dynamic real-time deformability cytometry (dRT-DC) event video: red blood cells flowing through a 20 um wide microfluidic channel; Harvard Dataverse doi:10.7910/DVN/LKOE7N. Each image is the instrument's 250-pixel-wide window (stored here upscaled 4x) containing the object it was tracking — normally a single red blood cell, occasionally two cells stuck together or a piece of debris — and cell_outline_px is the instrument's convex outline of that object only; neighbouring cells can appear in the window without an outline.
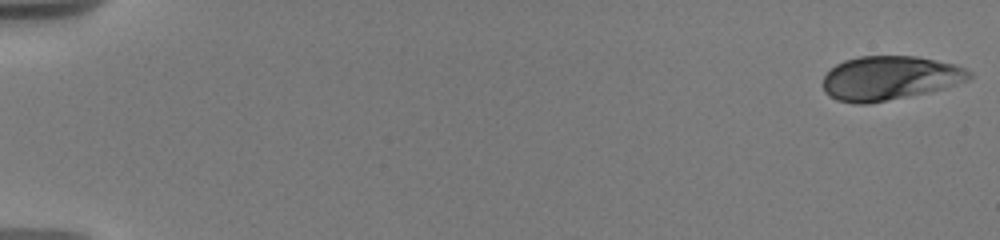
{"species": "human", "species_latin": "Homo sapiens", "temperature_condition": "warm", "stored_images_in_passage": 51, "camera_frame_rate_fps": 3000, "um_per_image_px": 0.085, "donor": {"sex": "male"}, "frame": {"image": 1, "passage_image": 1, "time_ms": 0.0, "image_size_px": [1000, 240], "cell_outline_px": [[972, 76], [968, 80], [944, 88], [928, 92], [864, 104], [856, 104], [836, 100], [828, 96], [824, 92], [824, 76], [836, 64], [844, 60], [860, 56], [916, 56], [956, 64], [972, 72]], "centroid_in_image_um": [75.62, 6.63], "position_along_channel_um": 9.4, "area_um2": 37.45}}
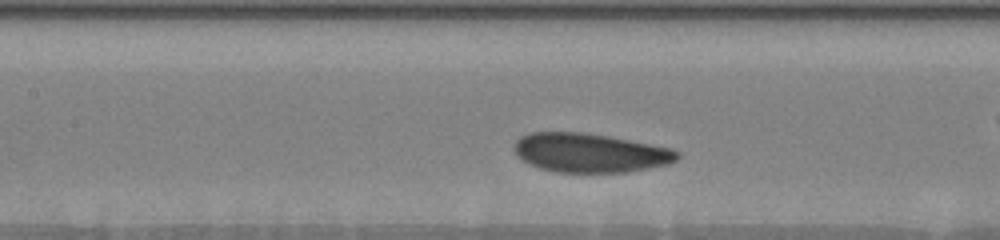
{"frame": {"image": 2, "passage_image": 33, "time_ms": 7.667, "image_size_px": [1000, 240], "cell_outline_px": [[680, 156], [676, 160], [668, 164], [628, 172], [556, 172], [540, 168], [528, 164], [516, 156], [512, 148], [516, 140], [520, 136], [528, 132], [584, 132], [608, 136], [672, 148], [680, 152]], "centroid_in_image_um": [50.11, 12.98], "position_along_channel_um": 157.3, "area_um2": 37.4}}
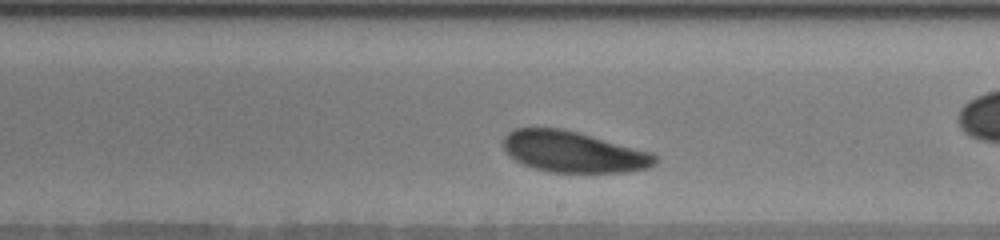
{"frame": {"image": 3, "passage_image": 40, "time_ms": 10.0, "image_size_px": [1000, 240], "cell_outline_px": [[656, 164], [648, 168], [624, 172], [548, 172], [524, 164], [516, 160], [504, 148], [504, 136], [508, 132], [516, 128], [560, 128], [576, 132], [652, 152], [656, 156]], "centroid_in_image_um": [48.75, 12.91], "position_along_channel_um": 240.2, "area_um2": 35.84}, "authors_computed_cell_mechanics": {"area_um2": 37.281, "velocity_mm_per_s": 3.565, "shape_relaxation_time_tau1_ms": 2.5225, "shape_relaxation_time_tau2_ms": null, "deformation_change_tau1": 0.0949, "deformation_change_tau2": null}}